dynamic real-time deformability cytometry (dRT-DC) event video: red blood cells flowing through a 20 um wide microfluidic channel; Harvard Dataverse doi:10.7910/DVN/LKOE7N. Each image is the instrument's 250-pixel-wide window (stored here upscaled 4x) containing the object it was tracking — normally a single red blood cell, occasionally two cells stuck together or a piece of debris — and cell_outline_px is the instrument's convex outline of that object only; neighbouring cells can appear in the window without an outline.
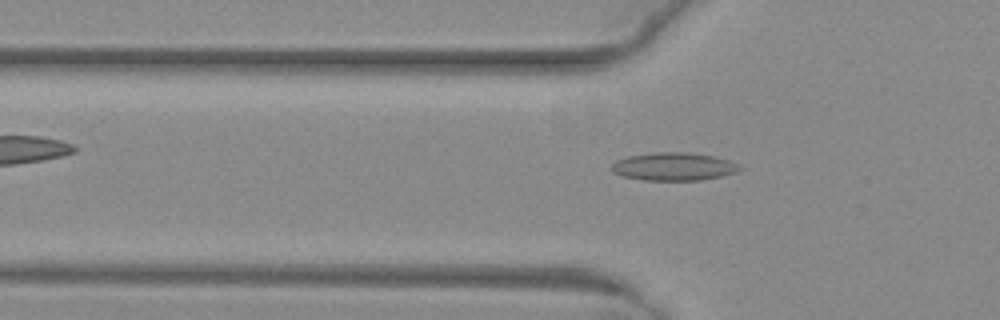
{"species": "common noctule bat (a hibernating species)", "species_latin": "Nyctalus noctula", "temperature_condition": "warm", "stored_images_in_passage": 33, "camera_frame_rate_fps": 3000, "um_per_image_px": 0.085, "animal": {"sex": "female", "body_mass_g": 29.2, "forearm_length_mm": 56.3}, "frame": {"image": 1, "passage_image": 3, "time_ms": 0.667, "image_size_px": [1000, 320], "cell_outline_px": [[744, 168], [736, 172], [720, 176], [700, 180], [644, 180], [624, 176], [612, 172], [612, 164], [616, 160], [628, 156], [652, 152], [684, 152], [712, 156], [728, 160], [740, 164]], "centroid_in_image_um": [57.27, 14.15], "position_along_channel_um": 68.5, "area_um2": 20.81}}
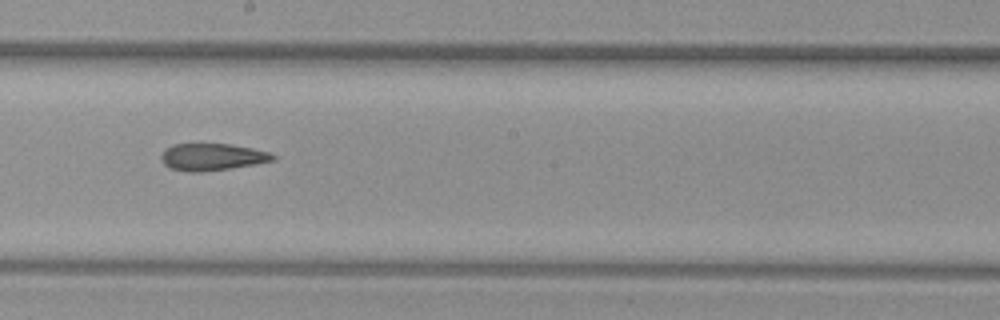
{"frame": {"image": 2, "passage_image": 15, "time_ms": 4.667, "image_size_px": [1000, 320], "cell_outline_px": [[276, 160], [228, 168], [200, 172], [188, 172], [168, 168], [164, 164], [160, 156], [172, 144], [232, 144], [252, 148], [268, 152], [276, 156]], "centroid_in_image_um": [18.01, 13.34], "position_along_channel_um": 230.2, "area_um2": 17.4}}
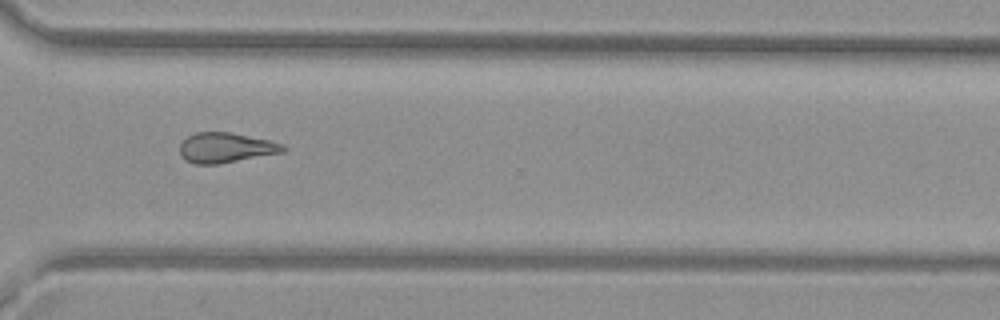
{"frame": {"image": 3, "passage_image": 24, "time_ms": 7.667, "image_size_px": [1000, 320], "cell_outline_px": [[288, 148], [284, 152], [220, 164], [192, 164], [184, 160], [180, 152], [180, 144], [188, 136], [196, 132], [228, 132], [268, 140], [284, 144]], "centroid_in_image_um": [19.19, 12.57], "position_along_channel_um": 351.4, "area_um2": 18.15}}